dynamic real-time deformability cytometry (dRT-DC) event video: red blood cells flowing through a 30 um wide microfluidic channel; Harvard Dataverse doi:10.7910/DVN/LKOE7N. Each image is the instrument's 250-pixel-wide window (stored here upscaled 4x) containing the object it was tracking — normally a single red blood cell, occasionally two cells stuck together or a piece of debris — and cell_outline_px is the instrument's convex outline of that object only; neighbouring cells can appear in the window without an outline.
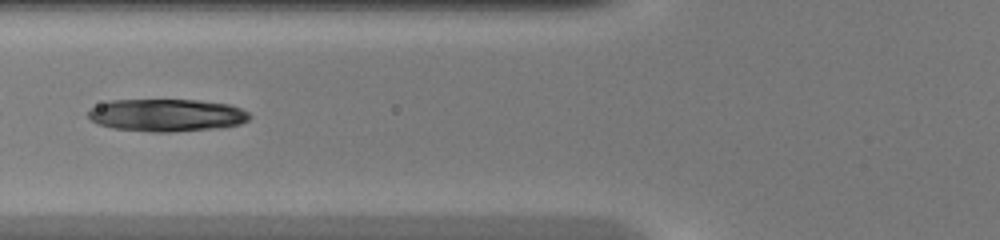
{"species": "common noctule bat (a hibernating species)", "species_latin": "Nyctalus noctula", "temperature_condition": "warm", "stored_images_in_passage": 25, "camera_frame_rate_fps": 3000, "um_per_image_px": 0.085, "animal": {"sex": "female", "body_mass_g": 20.0, "forearm_length_mm": 54.0}, "frame": {"image": 1, "passage_image": 20, "time_ms": 6.333, "image_size_px": [1000, 240], "cell_outline_px": [[252, 116], [248, 120], [240, 124], [220, 128], [172, 132], [152, 132], [112, 128], [96, 124], [88, 116], [88, 108], [108, 100], [196, 100], [228, 104], [240, 108], [248, 112]], "centroid_in_image_um": [14.14, 9.79], "position_along_channel_um": 111.7, "area_um2": 30.87}}